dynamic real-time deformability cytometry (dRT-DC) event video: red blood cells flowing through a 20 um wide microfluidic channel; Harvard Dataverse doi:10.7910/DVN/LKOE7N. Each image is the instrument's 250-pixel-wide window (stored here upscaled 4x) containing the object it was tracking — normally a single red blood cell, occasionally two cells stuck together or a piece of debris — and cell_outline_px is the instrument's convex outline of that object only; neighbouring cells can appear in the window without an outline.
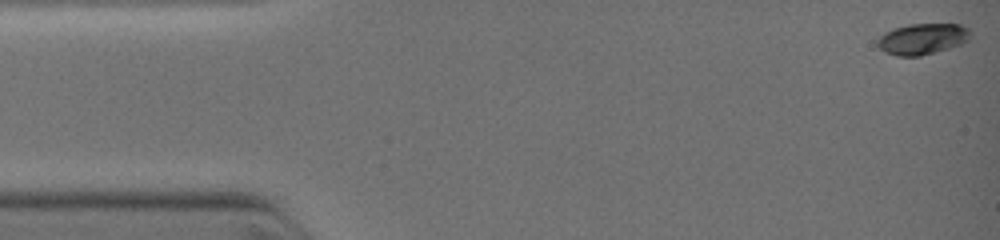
{"species": "common noctule bat (a hibernating species)", "species_latin": "Nyctalus noctula", "temperature_condition": "warm", "stored_images_in_passage": 13, "camera_frame_rate_fps": 3000, "um_per_image_px": 0.085, "animal": {"sex": "female", "body_mass_g": 19.0, "forearm_length_mm": 51.5}, "frame": {"image": 1, "passage_image": 1, "time_ms": 0.0, "image_size_px": [1000, 240], "cell_outline_px": [[972, 36], [968, 40], [960, 44], [948, 48], [920, 56], [896, 56], [884, 52], [876, 44], [876, 40], [884, 32], [892, 28], [908, 24], [960, 24], [968, 28], [972, 32]], "centroid_in_image_um": [78.39, 3.3], "position_along_channel_um": 6.6, "area_um2": 16.99}}
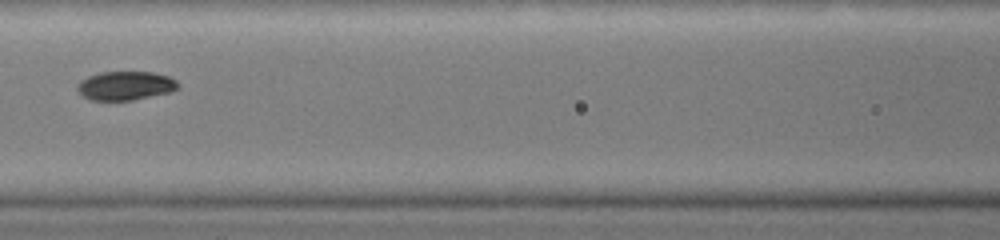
{"frame": {"image": 2, "passage_image": 10, "time_ms": 5.333, "image_size_px": [1000, 240], "cell_outline_px": [[180, 88], [172, 92], [132, 100], [92, 100], [84, 96], [76, 88], [80, 80], [88, 76], [100, 72], [152, 72], [168, 76], [176, 80], [180, 84]], "centroid_in_image_um": [10.71, 7.28], "position_along_channel_um": 155.9, "area_um2": 16.99}}
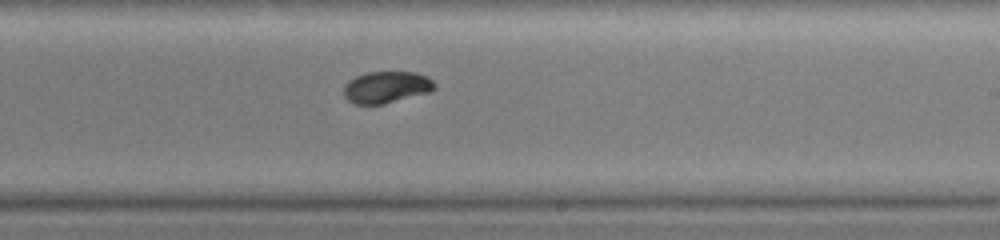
{"frame": {"image": 3, "passage_image": 13, "time_ms": 7.333, "image_size_px": [1000, 240], "cell_outline_px": [[436, 88], [432, 92], [384, 104], [356, 104], [348, 100], [344, 96], [344, 84], [348, 80], [356, 76], [368, 72], [416, 72], [428, 76], [436, 84]], "centroid_in_image_um": [32.88, 7.41], "position_along_channel_um": 256.1, "area_um2": 17.05}}